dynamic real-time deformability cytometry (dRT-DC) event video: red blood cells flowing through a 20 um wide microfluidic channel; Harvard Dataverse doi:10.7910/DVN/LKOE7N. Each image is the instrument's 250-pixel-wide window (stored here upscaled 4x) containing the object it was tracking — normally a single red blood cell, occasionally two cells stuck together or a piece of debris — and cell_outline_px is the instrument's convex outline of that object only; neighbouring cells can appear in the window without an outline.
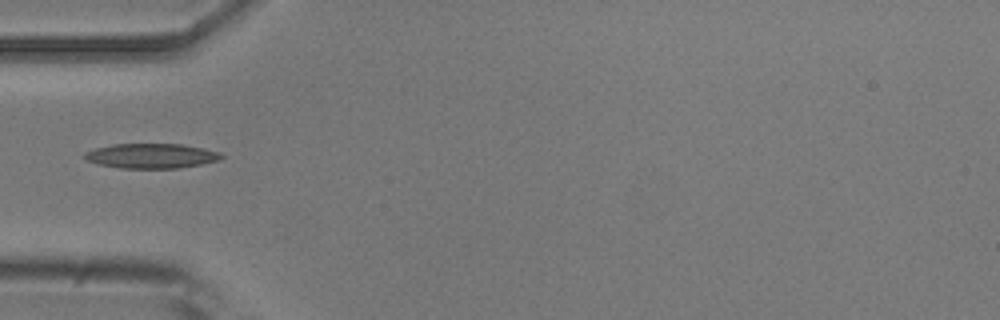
{"species": "common noctule bat (a hibernating species)", "species_latin": "Nyctalus noctula", "temperature_condition": "room temperature", "stored_images_in_passage": 2, "camera_frame_rate_fps": 3000, "um_per_image_px": 0.085, "animal": {"sex": "male", "body_mass_g": 20.5, "forearm_length_mm": 52.5}, "frame": {"image": 1, "passage_image": 1, "time_ms": 0.0, "image_size_px": [1000, 320], "cell_outline_px": [[224, 156], [220, 160], [180, 168], [120, 168], [96, 164], [88, 160], [84, 156], [84, 152], [96, 148], [112, 144], [184, 144], [204, 148], [220, 152]], "centroid_in_image_um": [12.88, 13.25], "position_along_channel_um": 72.1, "area_um2": 19.83}}
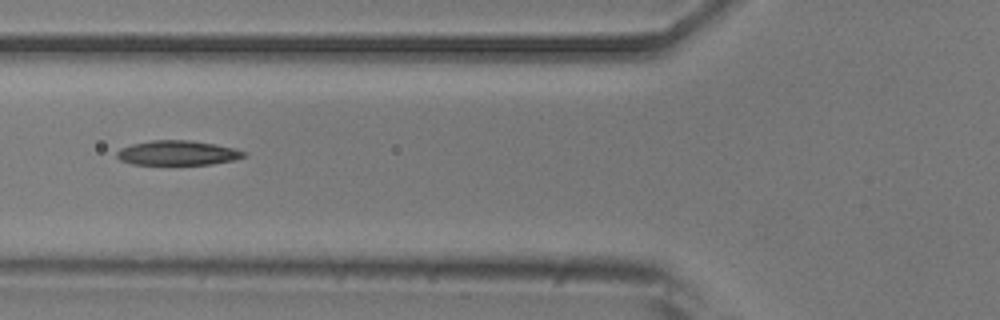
{"frame": {"image": 2, "passage_image": 2, "time_ms": 1.0, "image_size_px": [1000, 320], "cell_outline_px": [[248, 152], [244, 156], [232, 160], [212, 164], [132, 164], [120, 160], [116, 156], [116, 152], [120, 148], [132, 144], [152, 140], [188, 140], [216, 144], [236, 148]], "centroid_in_image_um": [15.1, 12.99], "position_along_channel_um": 110.7, "area_um2": 18.21}}